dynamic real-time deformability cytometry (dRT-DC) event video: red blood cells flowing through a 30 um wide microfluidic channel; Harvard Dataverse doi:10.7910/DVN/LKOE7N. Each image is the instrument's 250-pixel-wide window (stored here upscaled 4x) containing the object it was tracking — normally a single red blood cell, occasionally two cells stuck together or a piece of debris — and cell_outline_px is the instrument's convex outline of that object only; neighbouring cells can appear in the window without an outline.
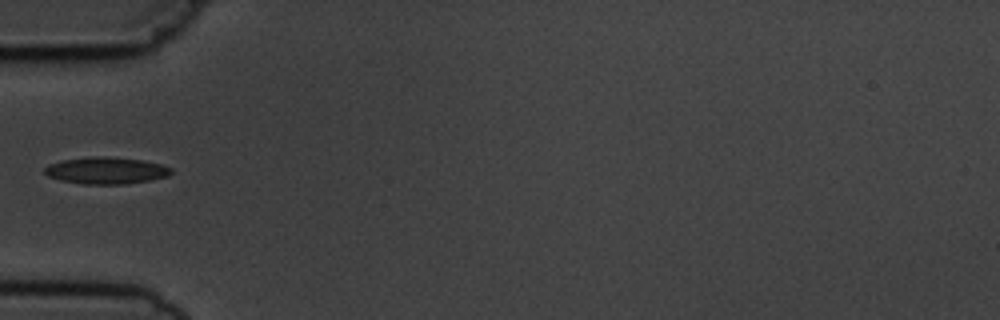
{"species": "common noctule bat (a hibernating species)", "species_latin": "Nyctalus noctula", "temperature_condition": "cold", "stored_images_in_passage": 2, "camera_frame_rate_fps": 3000, "um_per_image_px": 0.085, "animal": {"sex": "male", "body_mass_g": 19.5, "forearm_length_mm": 54.6}, "frame": {"image": 1, "passage_image": 1, "time_ms": 0.0, "image_size_px": [1000, 320], "cell_outline_px": [[172, 172], [168, 176], [148, 180], [124, 184], [84, 184], [60, 180], [48, 176], [44, 172], [44, 168], [48, 164], [64, 160], [92, 156], [104, 156], [144, 160], [160, 164], [172, 168]], "centroid_in_image_um": [9.01, 14.49], "position_along_channel_um": 76.0, "area_um2": 19.71}}
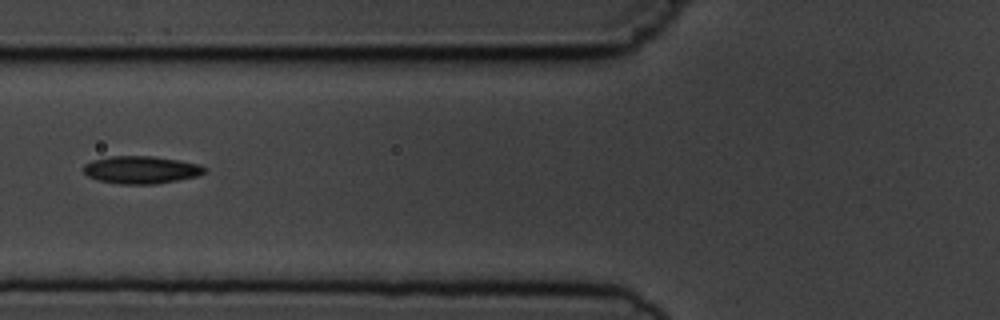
{"frame": {"image": 2, "passage_image": 2, "time_ms": 1.0, "image_size_px": [1000, 320], "cell_outline_px": [[208, 172], [196, 176], [156, 184], [120, 184], [96, 180], [88, 176], [84, 172], [84, 164], [92, 160], [112, 156], [152, 156], [180, 160], [200, 164], [208, 168]], "centroid_in_image_um": [12.02, 14.43], "position_along_channel_um": 113.8, "area_um2": 19.59}}